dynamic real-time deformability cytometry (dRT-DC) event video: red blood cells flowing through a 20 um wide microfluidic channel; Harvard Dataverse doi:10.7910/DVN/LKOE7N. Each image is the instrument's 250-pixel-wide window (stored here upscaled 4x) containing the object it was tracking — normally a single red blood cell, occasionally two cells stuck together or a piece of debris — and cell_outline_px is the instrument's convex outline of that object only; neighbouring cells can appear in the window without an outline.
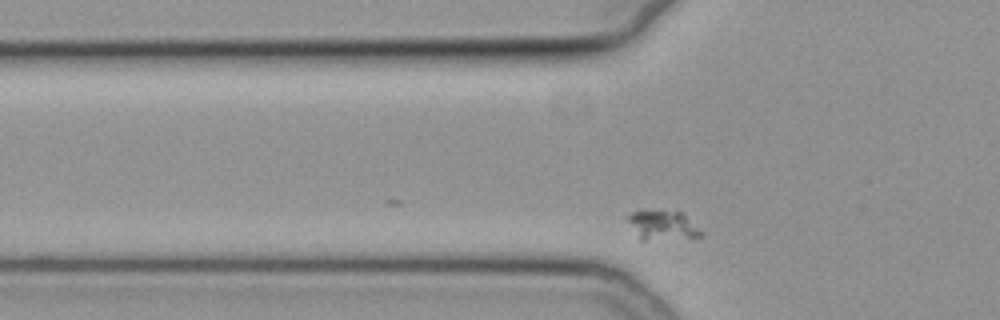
{"species": "common noctule bat (a hibernating species)", "species_latin": "Nyctalus noctula", "temperature_condition": "cold", "stored_images_in_passage": 11, "camera_frame_rate_fps": 3000, "um_per_image_px": 0.085, "animal": {"sex": "female", "body_mass_g": 19.3, "forearm_length_mm": 54.1}, "frame": {"image": 1, "passage_image": 3, "time_ms": 0.667, "image_size_px": [1000, 320], "cell_outline_px": [[704, 236], [644, 240], [640, 240], [624, 216], [628, 212], [684, 212], [704, 232]], "centroid_in_image_um": [56.34, 19.16], "position_along_channel_um": 69.5, "area_um2": 12.43}}
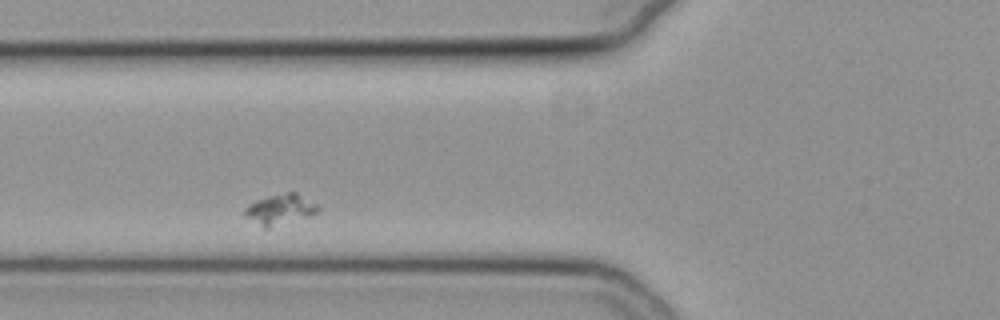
{"frame": {"image": 2, "passage_image": 6, "time_ms": 1.667, "image_size_px": [1000, 320], "cell_outline_px": [[320, 208], [316, 212], [308, 216], [268, 228], [264, 228], [244, 216], [244, 208], [248, 204], [256, 200], [268, 196], [288, 192], [296, 192], [316, 204]], "centroid_in_image_um": [23.76, 17.79], "position_along_channel_um": 102.0, "area_um2": 12.77}}
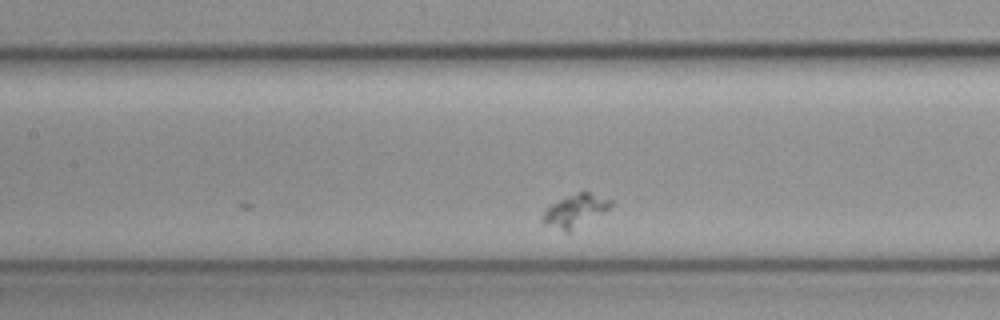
{"frame": {"image": 3, "passage_image": 11, "time_ms": 3.333, "image_size_px": [1000, 320], "cell_outline_px": [[612, 204], [604, 212], [568, 232], [564, 232], [544, 224], [540, 220], [544, 212], [552, 204], [568, 196], [580, 192], [588, 192], [612, 200]], "centroid_in_image_um": [48.86, 17.93], "position_along_channel_um": 158.5, "area_um2": 12.54}}